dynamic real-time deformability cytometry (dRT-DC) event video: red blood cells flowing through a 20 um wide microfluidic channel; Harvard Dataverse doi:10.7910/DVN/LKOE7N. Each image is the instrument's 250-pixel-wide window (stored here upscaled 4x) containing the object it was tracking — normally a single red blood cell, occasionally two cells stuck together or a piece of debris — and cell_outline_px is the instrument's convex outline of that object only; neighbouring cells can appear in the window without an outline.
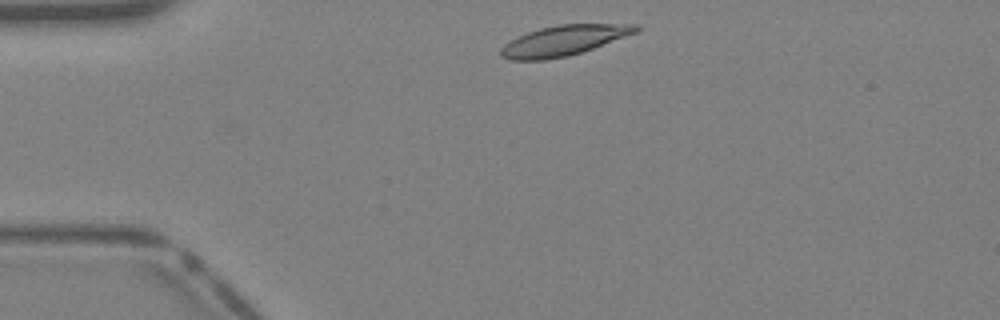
{"species": "Egyptian fruit bat (a non-hibernating species)", "species_latin": "Rousettus aegyptiacus", "temperature_condition": "warm", "stored_images_in_passage": 33, "camera_frame_rate_fps": 3000, "um_per_image_px": 0.085, "animal": {"sex": "female"}, "frame": {"image": 1, "passage_image": 2, "time_ms": 0.333, "image_size_px": [1000, 320], "cell_outline_px": [[640, 32], [568, 56], [544, 60], [512, 60], [500, 56], [500, 48], [504, 44], [528, 32], [540, 28], [560, 24], [640, 24]], "centroid_in_image_um": [47.95, 3.44], "position_along_channel_um": 37.0, "area_um2": 23.7}}
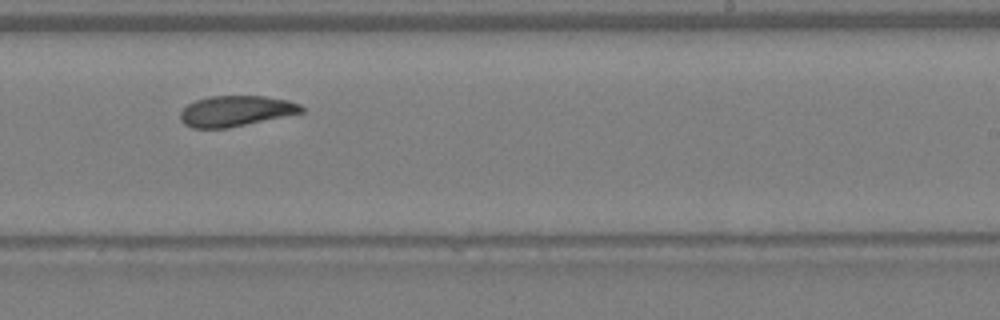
{"frame": {"image": 2, "passage_image": 18, "time_ms": 5.667, "image_size_px": [1000, 320], "cell_outline_px": [[304, 112], [228, 128], [192, 128], [184, 124], [180, 120], [180, 112], [188, 104], [196, 100], [212, 96], [264, 96], [288, 100], [300, 104], [304, 108]], "centroid_in_image_um": [20.04, 9.44], "position_along_channel_um": 269.0, "area_um2": 21.56}}
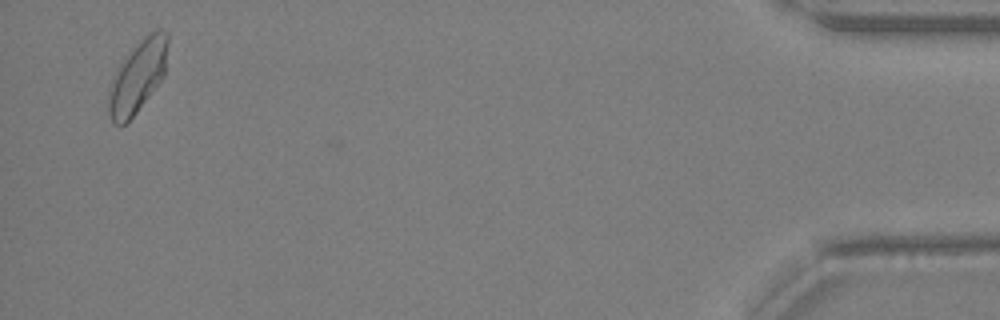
{"frame": {"image": 3, "passage_image": 32, "time_ms": 10.333, "image_size_px": [1000, 320], "cell_outline_px": [[168, 44], [164, 76], [136, 112], [120, 128], [112, 124], [108, 112], [108, 92], [112, 76], [124, 56], [148, 32], [156, 28], [160, 28], [168, 32]], "centroid_in_image_um": [11.68, 6.47], "position_along_channel_um": 423.5, "area_um2": 25.26}}